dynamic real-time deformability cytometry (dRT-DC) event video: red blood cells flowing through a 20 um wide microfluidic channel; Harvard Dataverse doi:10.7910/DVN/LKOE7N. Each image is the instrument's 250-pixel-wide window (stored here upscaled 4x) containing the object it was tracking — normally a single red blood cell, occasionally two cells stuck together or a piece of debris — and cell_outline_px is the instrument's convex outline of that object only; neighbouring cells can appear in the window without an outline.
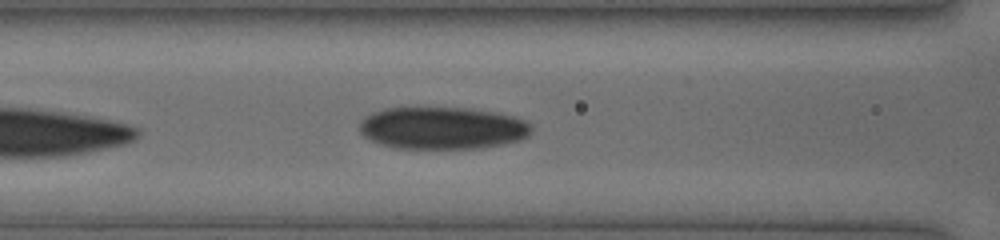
{"species": "human", "species_latin": "Homo sapiens", "temperature_condition": "cold", "stored_images_in_passage": 16, "camera_frame_rate_fps": 3000, "um_per_image_px": 0.085, "donor": {"sex": "female"}, "frame": {"image": 1, "passage_image": 9, "time_ms": 2.0, "image_size_px": [1000, 240], "cell_outline_px": [[532, 132], [528, 136], [520, 140], [504, 144], [480, 148], [396, 148], [380, 144], [364, 136], [360, 132], [360, 120], [372, 112], [384, 108], [404, 104], [416, 104], [472, 108], [496, 112], [512, 116], [524, 120], [532, 124]], "centroid_in_image_um": [37.57, 10.82], "position_along_channel_um": 129.0, "area_um2": 43.99}}